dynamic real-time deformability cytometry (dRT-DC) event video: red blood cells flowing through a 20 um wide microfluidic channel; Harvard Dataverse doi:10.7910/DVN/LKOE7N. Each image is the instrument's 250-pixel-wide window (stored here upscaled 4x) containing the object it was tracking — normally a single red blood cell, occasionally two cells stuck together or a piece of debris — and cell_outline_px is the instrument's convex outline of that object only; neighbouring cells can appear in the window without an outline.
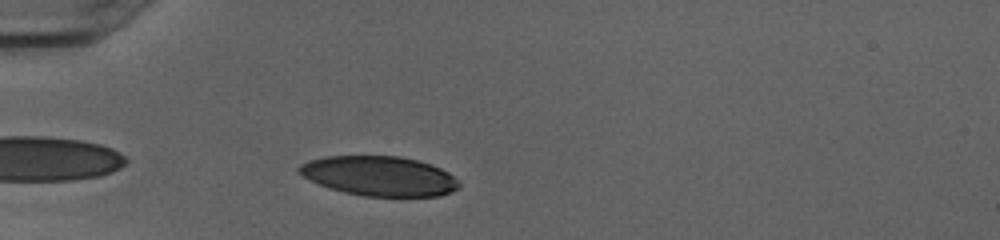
{"species": "human", "species_latin": "Homo sapiens", "temperature_condition": "cold", "stored_images_in_passage": 29, "camera_frame_rate_fps": 3000, "um_per_image_px": 0.085, "donor": {"sex": "female"}, "frame": {"image": 1, "passage_image": 2, "time_ms": 0.333, "image_size_px": [1000, 240], "cell_outline_px": [[460, 184], [452, 192], [440, 196], [364, 196], [344, 192], [328, 188], [296, 172], [296, 168], [300, 164], [308, 160], [324, 156], [400, 156], [416, 160], [440, 168], [448, 172], [460, 180]], "centroid_in_image_um": [32.22, 14.96], "position_along_channel_um": 52.8, "area_um2": 37.05}}
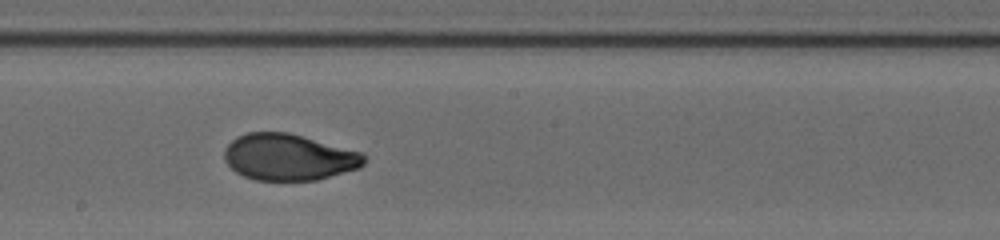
{"frame": {"image": 2, "passage_image": 16, "time_ms": 5.0, "image_size_px": [1000, 240], "cell_outline_px": [[364, 164], [360, 168], [316, 180], [256, 180], [244, 176], [236, 172], [224, 160], [224, 152], [228, 144], [236, 136], [248, 132], [288, 132], [364, 152]], "centroid_in_image_um": [24.55, 13.35], "position_along_channel_um": 223.6, "area_um2": 37.92}}
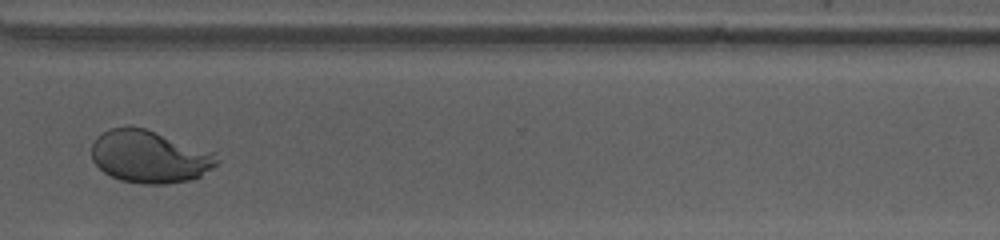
{"frame": {"image": 3, "passage_image": 26, "time_ms": 8.333, "image_size_px": [1000, 240], "cell_outline_px": [[220, 160], [212, 168], [200, 176], [192, 180], [168, 184], [140, 184], [120, 180], [104, 172], [92, 160], [92, 144], [96, 136], [108, 128], [144, 128], [212, 152]], "centroid_in_image_um": [12.68, 13.34], "position_along_channel_um": 357.9, "area_um2": 37.92}, "authors_computed_cell_mechanics": {"area_um2": 37.9168, "velocity_mm_per_s": 4.0243, "shape_relaxation_time_tau1_ms": 5.1466, "shape_relaxation_time_tau2_ms": 0.7531, "deformation_change_tau1": 0.1949, "deformation_change_tau2": 0.0495}}